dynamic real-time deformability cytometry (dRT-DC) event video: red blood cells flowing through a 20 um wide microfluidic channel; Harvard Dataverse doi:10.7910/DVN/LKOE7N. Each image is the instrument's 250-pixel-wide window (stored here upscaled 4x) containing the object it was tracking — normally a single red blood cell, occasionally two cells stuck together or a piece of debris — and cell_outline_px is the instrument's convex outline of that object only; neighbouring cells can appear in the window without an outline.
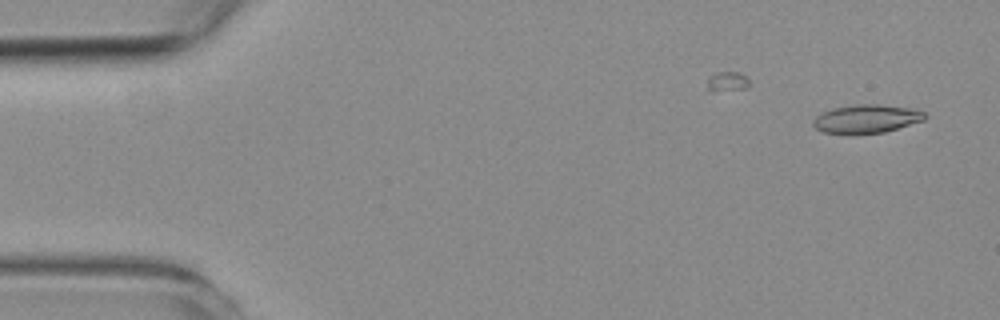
{"species": "common noctule bat (a hibernating species)", "species_latin": "Nyctalus noctula", "temperature_condition": "room temperature", "stored_images_in_passage": 11, "camera_frame_rate_fps": 3000, "um_per_image_px": 0.085, "animal": {"sex": "female", "body_mass_g": 19.3, "forearm_length_mm": 54.1}, "frame": {"image": 1, "passage_image": 2, "time_ms": 0.333, "image_size_px": [1000, 320], "cell_outline_px": [[928, 116], [924, 120], [884, 132], [848, 136], [824, 132], [816, 128], [812, 124], [812, 120], [816, 116], [832, 108], [856, 104], [880, 104], [916, 108], [924, 112]], "centroid_in_image_um": [73.65, 10.11], "position_along_channel_um": 11.4, "area_um2": 19.07}}